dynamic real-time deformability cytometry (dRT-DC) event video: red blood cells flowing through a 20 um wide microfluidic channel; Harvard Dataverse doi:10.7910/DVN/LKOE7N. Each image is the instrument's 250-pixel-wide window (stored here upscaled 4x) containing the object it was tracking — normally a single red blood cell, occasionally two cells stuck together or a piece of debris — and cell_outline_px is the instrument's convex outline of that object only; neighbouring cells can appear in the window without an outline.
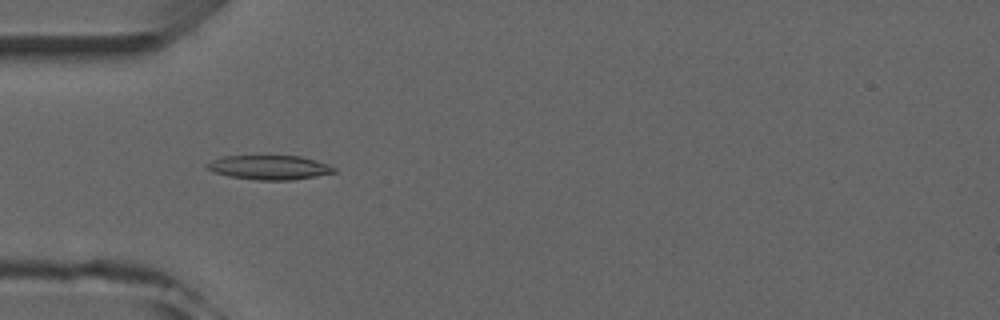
{"species": "common noctule bat (a hibernating species)", "species_latin": "Nyctalus noctula", "temperature_condition": "room temperature", "stored_images_in_passage": 4, "camera_frame_rate_fps": 3000, "um_per_image_px": 0.085, "animal": {"sex": "male", "forearm_length_mm": 52.5}, "frame": {"image": 1, "passage_image": 4, "time_ms": 3.333, "image_size_px": [1000, 320], "cell_outline_px": [[336, 172], [316, 176], [292, 180], [256, 180], [228, 176], [212, 172], [204, 168], [204, 164], [212, 160], [224, 156], [300, 156], [316, 160], [328, 164], [336, 168]], "centroid_in_image_um": [22.86, 14.23], "position_along_channel_um": 62.1, "area_um2": 18.15}}